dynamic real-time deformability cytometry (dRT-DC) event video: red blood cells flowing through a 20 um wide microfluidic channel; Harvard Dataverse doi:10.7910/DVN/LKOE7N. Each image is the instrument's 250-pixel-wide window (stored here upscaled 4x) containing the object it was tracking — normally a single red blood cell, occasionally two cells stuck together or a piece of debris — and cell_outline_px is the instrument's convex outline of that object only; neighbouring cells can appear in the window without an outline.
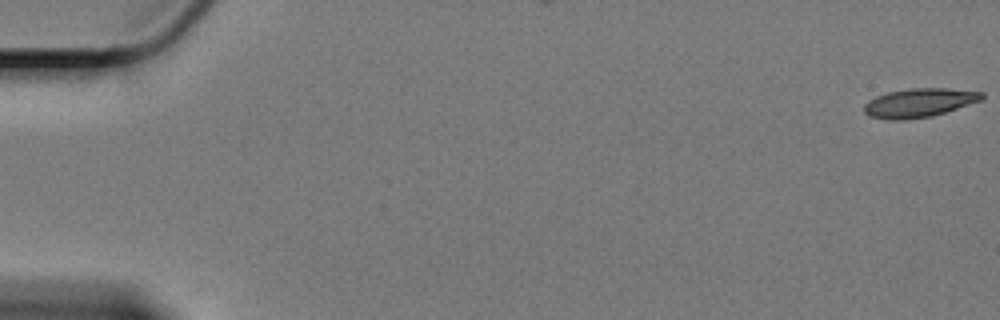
{"species": "Egyptian fruit bat (a non-hibernating species)", "species_latin": "Rousettus aegyptiacus", "temperature_condition": "cold", "stored_images_in_passage": 8, "camera_frame_rate_fps": 3000, "um_per_image_px": 0.085, "animal": {"sex": "female"}, "frame": {"image": 1, "passage_image": 1, "time_ms": 0.0, "image_size_px": [1000, 320], "cell_outline_px": [[984, 96], [980, 100], [932, 116], [904, 120], [888, 120], [868, 116], [864, 112], [864, 104], [868, 100], [876, 96], [888, 92], [912, 88], [948, 88], [984, 92]], "centroid_in_image_um": [78.08, 8.74], "position_along_channel_um": 6.9, "area_um2": 19.71}}